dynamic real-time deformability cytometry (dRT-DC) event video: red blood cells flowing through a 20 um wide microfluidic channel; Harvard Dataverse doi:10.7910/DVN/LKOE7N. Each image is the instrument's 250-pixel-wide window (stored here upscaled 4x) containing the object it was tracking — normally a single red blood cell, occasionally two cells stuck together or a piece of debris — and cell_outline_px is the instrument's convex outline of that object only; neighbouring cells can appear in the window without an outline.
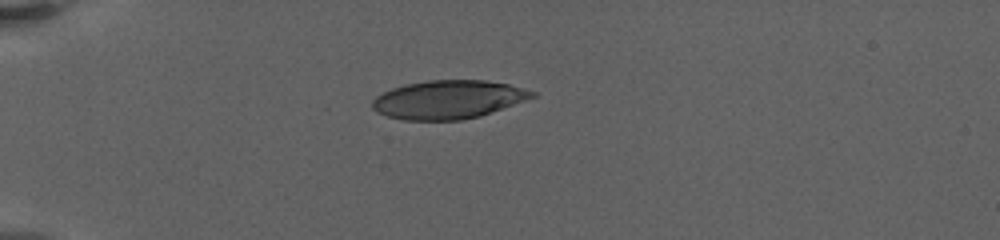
{"species": "human", "species_latin": "Homo sapiens", "temperature_condition": "warm", "stored_images_in_passage": 41, "camera_frame_rate_fps": 3000, "um_per_image_px": 0.085, "donor": {"sex": "female"}, "frame": {"image": 1, "passage_image": 1, "time_ms": 0.0, "image_size_px": [1000, 240], "cell_outline_px": [[536, 96], [480, 116], [460, 120], [404, 120], [388, 116], [376, 112], [372, 108], [372, 100], [376, 96], [392, 88], [404, 84], [428, 80], [484, 80], [508, 84], [536, 92]], "centroid_in_image_um": [38.07, 8.46], "position_along_channel_um": 46.9, "area_um2": 35.66}}
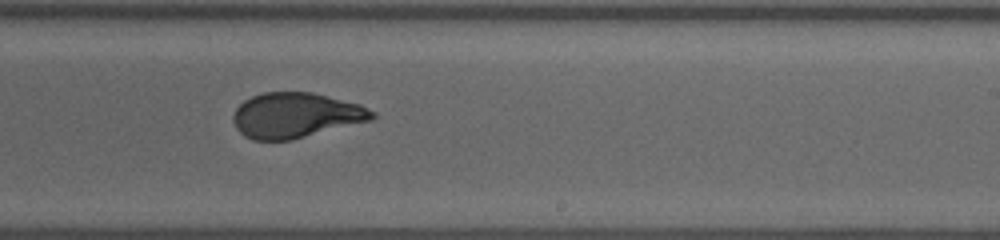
{"frame": {"image": 2, "passage_image": 22, "time_ms": 7.667, "image_size_px": [1000, 240], "cell_outline_px": [[376, 116], [372, 120], [292, 140], [252, 140], [244, 136], [236, 128], [232, 120], [232, 116], [236, 108], [244, 100], [252, 96], [264, 92], [312, 92], [360, 104], [376, 112]], "centroid_in_image_um": [25.14, 9.8], "position_along_channel_um": 263.9, "area_um2": 36.76}}
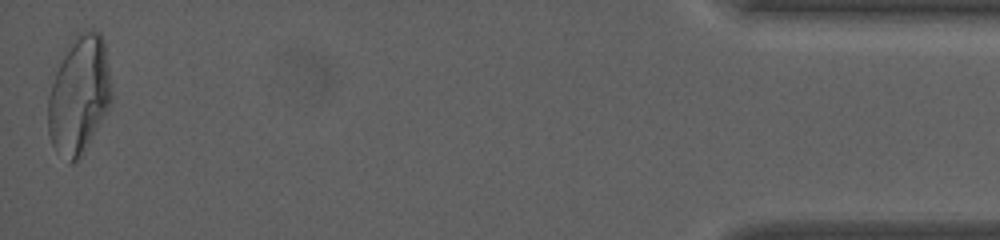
{"frame": {"image": 3, "passage_image": 41, "time_ms": 15.0, "image_size_px": [1000, 240], "cell_outline_px": [[112, 92], [108, 108], [88, 144], [80, 156], [72, 164], [68, 164], [52, 144], [48, 132], [48, 96], [56, 72], [76, 32], [88, 28], [100, 32], [104, 40]], "centroid_in_image_um": [6.72, 8.06], "position_along_channel_um": 428.5, "area_um2": 43.12}, "authors_computed_cell_mechanics": {"area_um2": 37.8012, "velocity_mm_per_s": 3.307, "shape_relaxation_time_tau1_ms": 8.2863, "shape_relaxation_time_tau2_ms": 0.8935, "deformation_change_tau1": 0.2574, "deformation_change_tau2": 0.0763}}